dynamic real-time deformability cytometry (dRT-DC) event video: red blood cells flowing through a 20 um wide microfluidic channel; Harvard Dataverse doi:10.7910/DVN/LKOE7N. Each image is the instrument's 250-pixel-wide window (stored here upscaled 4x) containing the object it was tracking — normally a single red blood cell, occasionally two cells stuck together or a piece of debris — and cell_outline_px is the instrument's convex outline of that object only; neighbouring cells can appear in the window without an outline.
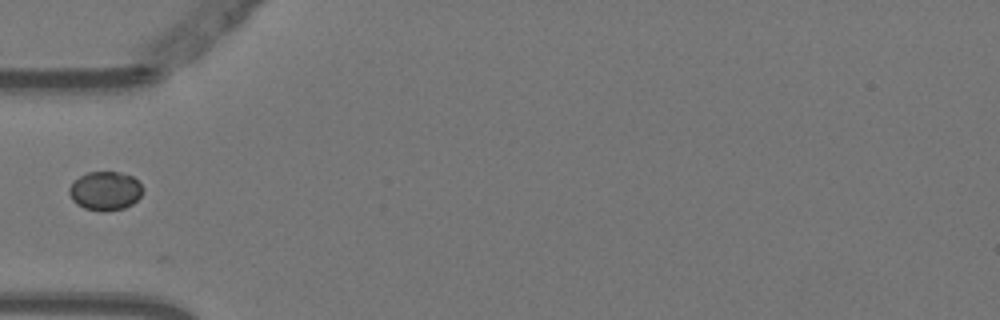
{"species": "Egyptian fruit bat (a non-hibernating species)", "species_latin": "Rousettus aegyptiacus", "temperature_condition": "warm", "stored_images_in_passage": 1, "camera_frame_rate_fps": 3000, "um_per_image_px": 0.085, "animal": {"sex": "female"}, "frame": {"image": 1, "passage_image": 1, "time_ms": 0.0, "image_size_px": [1000, 320], "cell_outline_px": [[140, 196], [132, 204], [124, 208], [104, 212], [100, 212], [84, 208], [76, 204], [72, 200], [68, 192], [68, 188], [72, 180], [88, 172], [120, 172], [132, 176], [140, 184]], "centroid_in_image_um": [8.87, 16.23], "position_along_channel_um": 76.1, "area_um2": 16.7}}